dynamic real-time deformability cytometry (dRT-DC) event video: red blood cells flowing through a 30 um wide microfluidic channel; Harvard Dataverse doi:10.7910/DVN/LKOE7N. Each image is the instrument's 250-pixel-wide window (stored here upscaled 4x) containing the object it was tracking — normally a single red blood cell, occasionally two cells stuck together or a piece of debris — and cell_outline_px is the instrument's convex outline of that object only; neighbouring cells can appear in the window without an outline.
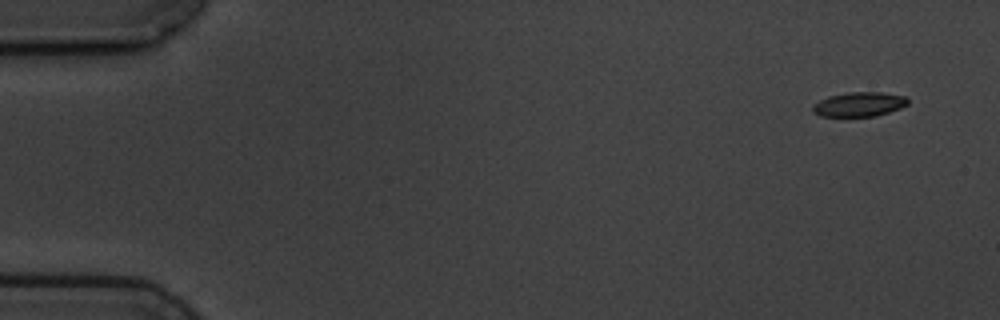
{"species": "common noctule bat (a hibernating species)", "species_latin": "Nyctalus noctula", "temperature_condition": "cold", "stored_images_in_passage": 5, "camera_frame_rate_fps": 3000, "um_per_image_px": 0.085, "animal": {"sex": "male", "body_mass_g": 19.5, "forearm_length_mm": 54.6}, "frame": {"image": 1, "passage_image": 1, "time_ms": 0.0, "image_size_px": [1000, 320], "cell_outline_px": [[908, 104], [900, 108], [876, 116], [820, 116], [812, 112], [812, 104], [828, 96], [848, 92], [880, 92], [904, 96], [908, 100]], "centroid_in_image_um": [72.99, 8.86], "position_along_channel_um": 12.0, "area_um2": 13.53}}
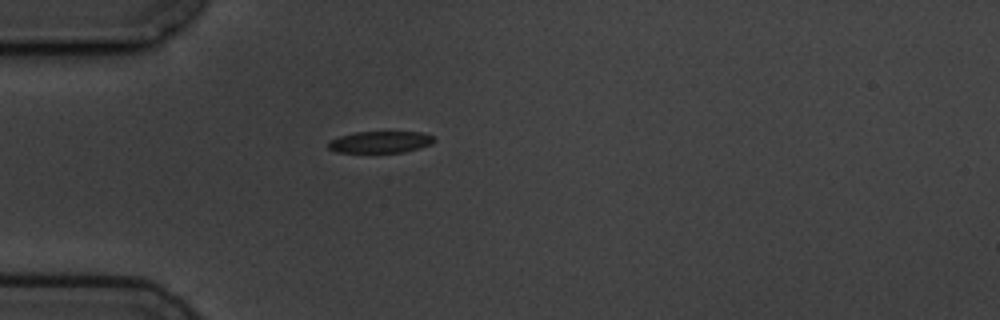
{"frame": {"image": 2, "passage_image": 5, "time_ms": 4.333, "image_size_px": [1000, 320], "cell_outline_px": [[436, 140], [432, 144], [420, 148], [404, 152], [336, 152], [328, 148], [328, 144], [332, 140], [340, 136], [356, 132], [424, 132], [432, 136]], "centroid_in_image_um": [32.38, 12.07], "position_along_channel_um": 52.6, "area_um2": 13.29}}